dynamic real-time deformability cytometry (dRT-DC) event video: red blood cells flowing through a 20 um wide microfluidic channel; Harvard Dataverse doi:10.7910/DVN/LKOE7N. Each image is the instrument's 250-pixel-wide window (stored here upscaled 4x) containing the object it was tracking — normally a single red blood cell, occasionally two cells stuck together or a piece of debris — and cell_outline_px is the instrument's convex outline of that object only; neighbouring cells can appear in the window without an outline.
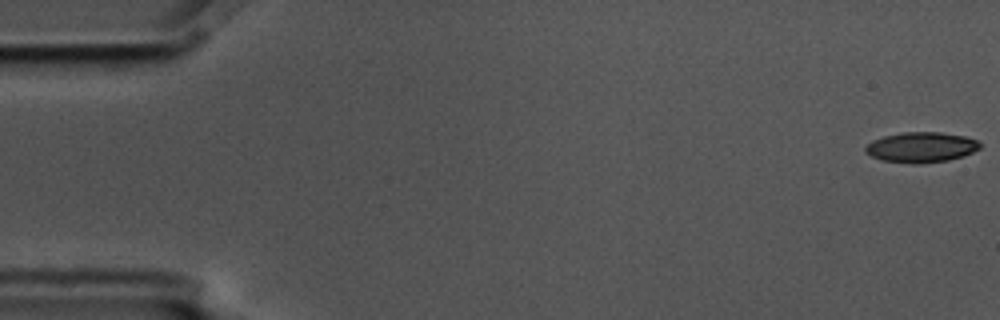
{"species": "common noctule bat (a hibernating species)", "species_latin": "Nyctalus noctula", "temperature_condition": "cold", "stored_images_in_passage": 8, "camera_frame_rate_fps": 3000, "um_per_image_px": 0.085, "animal": {"sex": "male", "body_mass_g": 17.5, "forearm_length_mm": 52.3}, "frame": {"image": 1, "passage_image": 1, "time_ms": 0.0, "image_size_px": [1000, 320], "cell_outline_px": [[980, 148], [964, 156], [948, 160], [916, 164], [884, 160], [872, 156], [864, 152], [864, 148], [872, 140], [884, 136], [900, 132], [940, 132], [964, 136], [976, 140], [980, 144]], "centroid_in_image_um": [78.29, 12.51], "position_along_channel_um": 6.7, "area_um2": 20.11}}
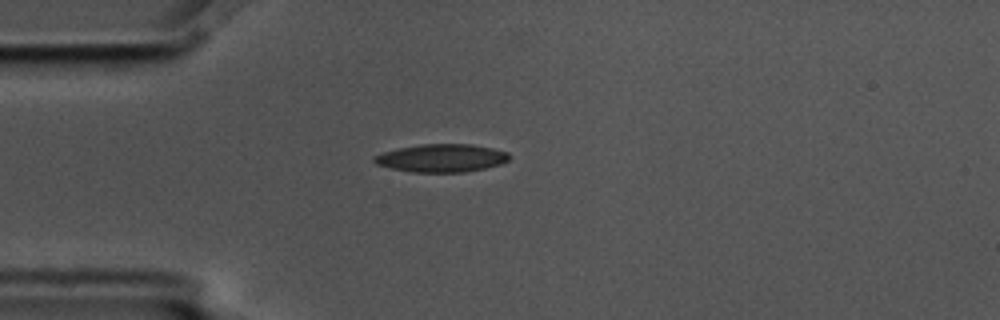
{"frame": {"image": 2, "passage_image": 5, "time_ms": 1.333, "image_size_px": [1000, 320], "cell_outline_px": [[508, 160], [500, 164], [484, 168], [464, 172], [412, 172], [392, 168], [376, 164], [372, 160], [372, 156], [384, 152], [400, 148], [420, 144], [472, 144], [492, 148], [508, 152]], "centroid_in_image_um": [37.51, 13.43], "position_along_channel_um": 47.5, "area_um2": 21.85}}